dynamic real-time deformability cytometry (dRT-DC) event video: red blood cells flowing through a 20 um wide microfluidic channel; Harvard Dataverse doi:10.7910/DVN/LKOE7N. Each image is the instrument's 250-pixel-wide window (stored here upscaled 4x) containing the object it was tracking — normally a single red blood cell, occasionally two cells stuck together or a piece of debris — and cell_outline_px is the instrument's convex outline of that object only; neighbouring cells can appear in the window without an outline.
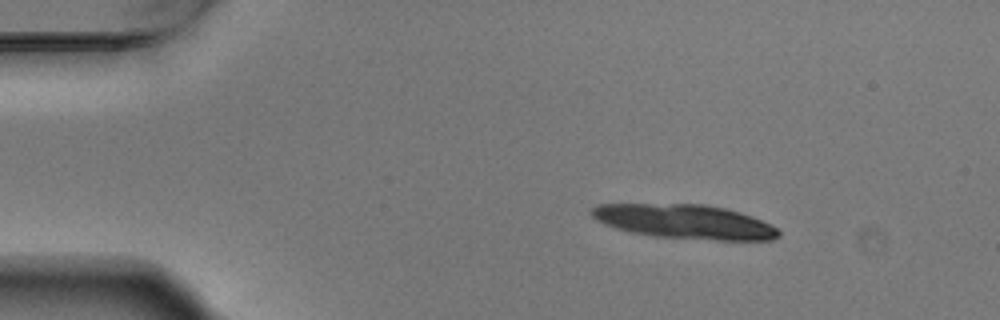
{"species": "Egyptian fruit bat (a non-hibernating species)", "species_latin": "Rousettus aegyptiacus", "temperature_condition": "warm", "stored_images_in_passage": 3, "camera_frame_rate_fps": 3000, "um_per_image_px": 0.085, "animal": {"sex": "male"}, "frame": {"image": 1, "passage_image": 1, "time_ms": 0.0, "image_size_px": [1000, 320], "cell_outline_px": [[780, 236], [772, 240], [716, 240], [656, 236], [632, 232], [616, 228], [604, 224], [596, 220], [592, 216], [592, 208], [600, 204], [704, 204], [724, 208], [740, 212], [752, 216], [776, 228], [780, 232]], "centroid_in_image_um": [58.21, 18.84], "position_along_channel_um": 26.8, "area_um2": 36.99}}